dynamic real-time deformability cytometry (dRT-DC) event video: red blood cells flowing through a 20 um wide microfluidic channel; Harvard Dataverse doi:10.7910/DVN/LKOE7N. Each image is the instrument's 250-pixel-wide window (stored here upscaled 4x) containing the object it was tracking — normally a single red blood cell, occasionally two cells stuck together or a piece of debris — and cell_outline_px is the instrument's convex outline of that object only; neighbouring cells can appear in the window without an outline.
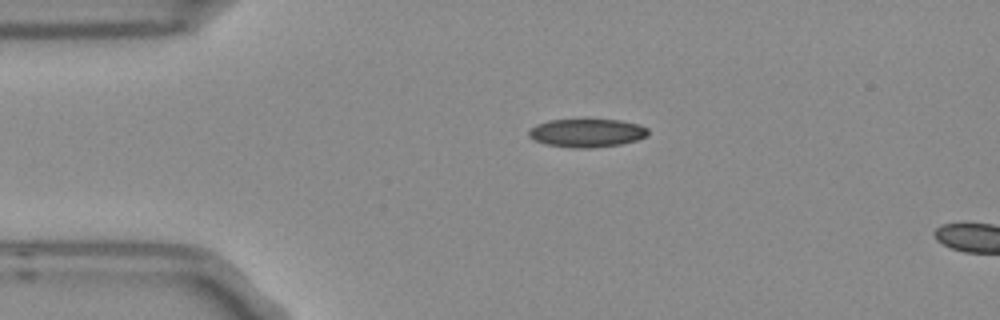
{"species": "Egyptian fruit bat (a non-hibernating species)", "species_latin": "Rousettus aegyptiacus", "temperature_condition": "room temperature", "stored_images_in_passage": 2, "camera_frame_rate_fps": 3000, "um_per_image_px": 0.085, "frame": {"image": 1, "passage_image": 1, "time_ms": 0.0, "image_size_px": [1000, 320], "cell_outline_px": [[648, 136], [636, 140], [620, 144], [596, 148], [572, 148], [544, 144], [528, 136], [528, 132], [536, 124], [548, 120], [620, 120], [640, 124], [648, 128]], "centroid_in_image_um": [49.9, 11.31], "position_along_channel_um": 35.1, "area_um2": 19.77}}